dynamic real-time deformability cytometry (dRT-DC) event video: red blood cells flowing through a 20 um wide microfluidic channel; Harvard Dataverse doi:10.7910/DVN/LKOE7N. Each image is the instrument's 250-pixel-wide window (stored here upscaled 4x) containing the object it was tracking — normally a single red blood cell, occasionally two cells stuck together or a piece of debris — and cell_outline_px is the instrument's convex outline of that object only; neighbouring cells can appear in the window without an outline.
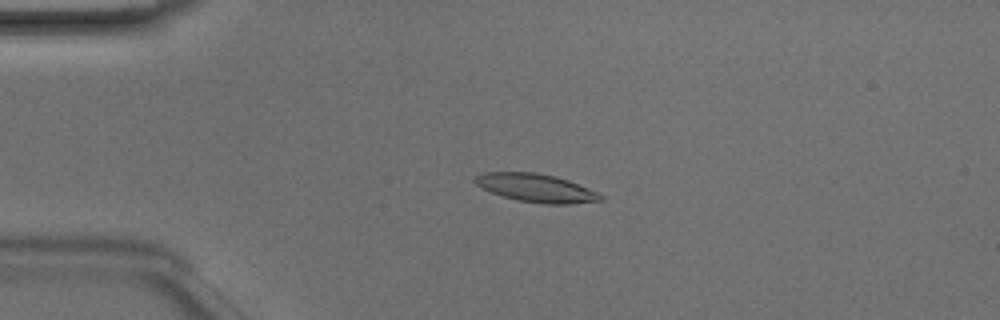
{"species": "Egyptian fruit bat (a non-hibernating species)", "species_latin": "Rousettus aegyptiacus", "temperature_condition": "room temperature", "stored_images_in_passage": 49, "camera_frame_rate_fps": 3000, "um_per_image_px": 0.085, "animal": {"sex": "male"}, "frame": {"image": 1, "passage_image": 12, "time_ms": 3.667, "image_size_px": [1000, 320], "cell_outline_px": [[604, 200], [572, 204], [544, 204], [520, 200], [504, 196], [480, 188], [472, 180], [476, 176], [484, 172], [536, 172], [556, 176], [568, 180], [588, 188], [604, 196]], "centroid_in_image_um": [45.57, 15.97], "position_along_channel_um": 39.4, "area_um2": 20.63}}
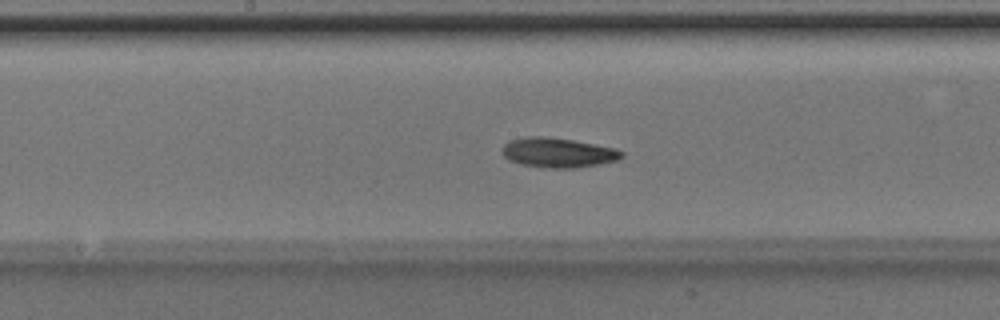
{"frame": {"image": 2, "passage_image": 26, "time_ms": 8.333, "image_size_px": [1000, 320], "cell_outline_px": [[624, 156], [616, 160], [600, 164], [576, 168], [548, 168], [520, 164], [508, 160], [504, 156], [500, 148], [508, 140], [524, 136], [544, 136], [572, 140], [616, 148], [624, 152]], "centroid_in_image_um": [47.39, 12.97], "position_along_channel_um": 200.8, "area_um2": 20.92}}
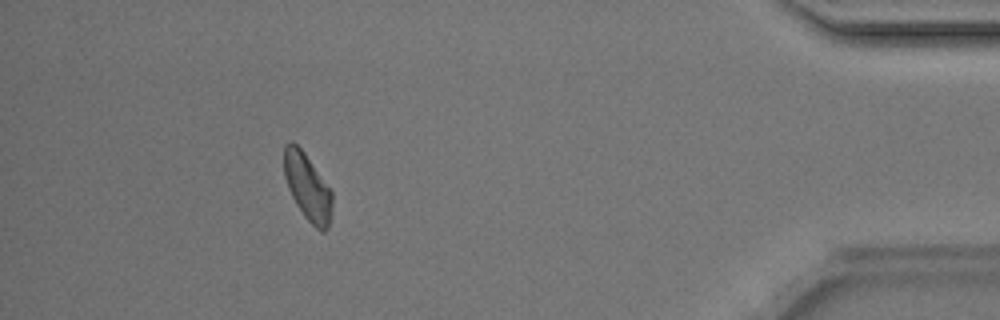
{"frame": {"image": 3, "passage_image": 45, "time_ms": 14.667, "image_size_px": [1000, 320], "cell_outline_px": [[332, 204], [328, 228], [324, 232], [320, 232], [304, 216], [296, 204], [288, 188], [284, 176], [284, 144], [288, 140], [292, 140], [304, 152], [332, 192]], "centroid_in_image_um": [26.11, 15.88], "position_along_channel_um": 409.1, "area_um2": 18.61}, "authors_computed_cell_mechanics": {"area_um2": 19.7098, "velocity_mm_per_s": 4.1425, "shape_relaxation_time_tau1_ms": 2.9567, "shape_relaxation_time_tau2_ms": null, "deformation_change_tau1": 0.1171, "deformation_change_tau2": null}}